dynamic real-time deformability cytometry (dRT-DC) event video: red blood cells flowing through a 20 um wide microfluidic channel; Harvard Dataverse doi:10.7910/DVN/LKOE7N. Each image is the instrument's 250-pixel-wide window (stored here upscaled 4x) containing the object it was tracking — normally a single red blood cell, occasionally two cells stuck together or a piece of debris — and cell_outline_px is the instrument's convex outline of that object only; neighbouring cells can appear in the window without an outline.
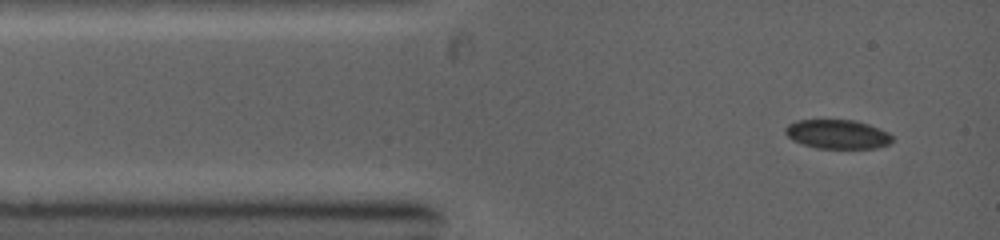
{"species": "common noctule bat (a hibernating species)", "species_latin": "Nyctalus noctula", "temperature_condition": "warm", "stored_images_in_passage": 5, "camera_frame_rate_fps": 5000, "um_per_image_px": 0.085, "animal": {"sex": "female", "body_mass_g": 19.0, "forearm_length_mm": 53.3}, "frame": {"image": 1, "passage_image": 1, "time_ms": 0.0, "image_size_px": [1000, 240], "cell_outline_px": [[892, 140], [888, 144], [876, 148], [816, 148], [792, 140], [784, 132], [784, 128], [788, 124], [796, 120], [852, 120], [868, 124], [880, 128], [888, 132], [892, 136]], "centroid_in_image_um": [71.17, 11.4], "position_along_channel_um": 13.8, "area_um2": 18.09}}
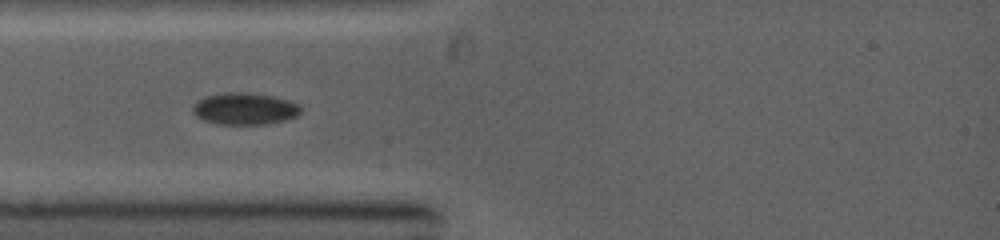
{"frame": {"image": 2, "passage_image": 4, "time_ms": 2.0, "image_size_px": [1000, 240], "cell_outline_px": [[300, 112], [296, 116], [284, 120], [268, 124], [216, 124], [204, 120], [196, 116], [192, 112], [192, 108], [204, 96], [224, 92], [248, 92], [272, 96], [288, 100], [300, 104]], "centroid_in_image_um": [20.79, 9.24], "position_along_channel_um": 64.2, "area_um2": 20.06}}